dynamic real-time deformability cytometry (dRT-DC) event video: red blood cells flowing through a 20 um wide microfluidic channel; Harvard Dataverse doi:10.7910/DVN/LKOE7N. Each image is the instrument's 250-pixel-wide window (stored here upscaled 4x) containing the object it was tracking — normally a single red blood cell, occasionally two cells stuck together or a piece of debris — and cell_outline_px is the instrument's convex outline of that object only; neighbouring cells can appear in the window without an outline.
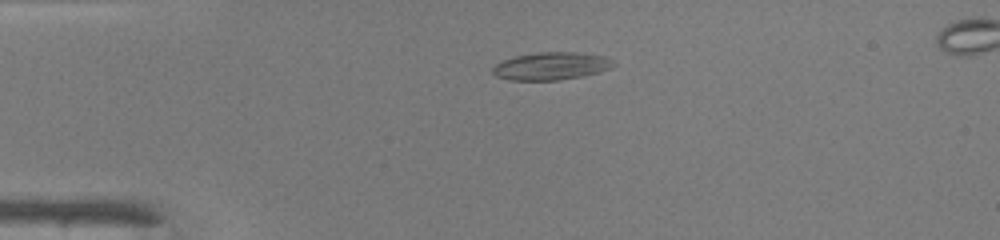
{"species": "common noctule bat (a hibernating species)", "species_latin": "Nyctalus noctula", "temperature_condition": "warm", "stored_images_in_passage": 38, "camera_frame_rate_fps": 3000, "um_per_image_px": 0.085, "animal": {"sex": "male", "body_mass_g": 19.0, "forearm_length_mm": 50.8}, "frame": {"image": 1, "passage_image": 1, "time_ms": 0.0, "image_size_px": [1000, 240], "cell_outline_px": [[616, 64], [612, 68], [584, 76], [556, 80], [512, 80], [496, 76], [492, 72], [492, 68], [500, 60], [516, 56], [536, 52], [576, 52], [608, 56]], "centroid_in_image_um": [46.87, 5.6], "position_along_channel_um": 38.1, "area_um2": 19.65}}
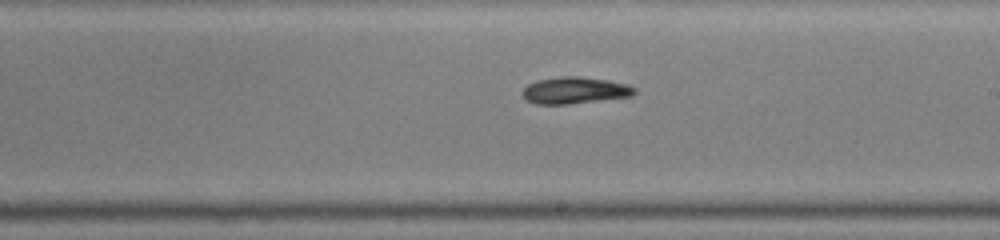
{"frame": {"image": 2, "passage_image": 18, "time_ms": 5.667, "image_size_px": [1000, 240], "cell_outline_px": [[636, 92], [632, 96], [568, 104], [536, 104], [528, 100], [524, 96], [524, 88], [528, 84], [536, 80], [560, 76], [580, 76], [608, 80], [628, 84], [636, 88]], "centroid_in_image_um": [48.89, 7.67], "position_along_channel_um": 240.1, "area_um2": 17.4}}
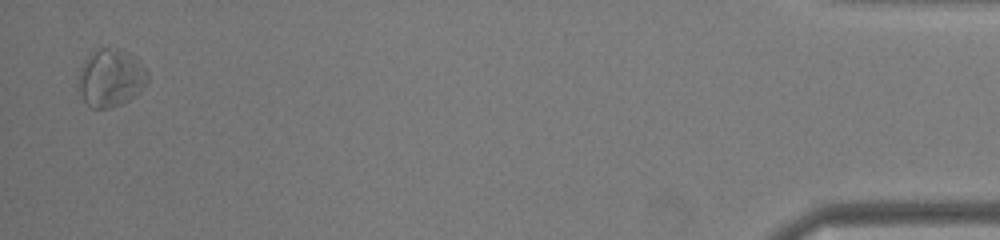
{"frame": {"image": 3, "passage_image": 37, "time_ms": 12.0, "image_size_px": [1000, 240], "cell_outline_px": [[148, 80], [144, 88], [128, 100], [120, 104], [108, 108], [92, 108], [84, 104], [76, 88], [80, 68], [88, 56], [92, 52], [100, 48], [120, 48], [136, 56], [140, 60], [148, 72]], "centroid_in_image_um": [9.4, 6.62], "position_along_channel_um": 425.8, "area_um2": 23.81}, "authors_computed_cell_mechanics": {"area_um2": 17.6579, "velocity_mm_per_s": 4.2172, "shape_relaxation_time_tau1_ms": 1.6988, "shape_relaxation_time_tau2_ms": null, "deformation_change_tau1": 0.0683, "deformation_change_tau2": null}}